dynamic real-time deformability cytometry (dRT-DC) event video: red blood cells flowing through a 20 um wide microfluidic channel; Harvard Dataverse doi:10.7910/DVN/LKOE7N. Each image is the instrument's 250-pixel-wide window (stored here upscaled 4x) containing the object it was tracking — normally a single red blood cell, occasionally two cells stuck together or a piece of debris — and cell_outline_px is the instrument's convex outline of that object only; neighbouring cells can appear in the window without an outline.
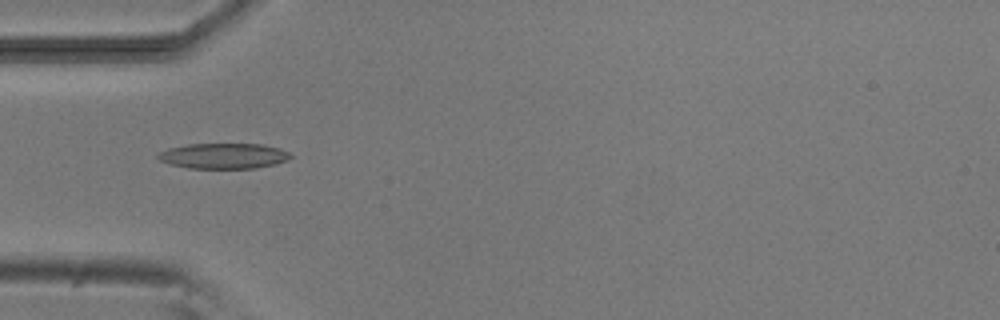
{"species": "common noctule bat (a hibernating species)", "species_latin": "Nyctalus noctula", "temperature_condition": "room temperature", "stored_images_in_passage": 3, "camera_frame_rate_fps": 3000, "um_per_image_px": 0.085, "animal": {"sex": "male", "body_mass_g": 20.5, "forearm_length_mm": 52.5}, "frame": {"image": 1, "passage_image": 1, "time_ms": 0.0, "image_size_px": [1000, 320], "cell_outline_px": [[292, 156], [276, 164], [256, 168], [188, 168], [172, 164], [160, 160], [156, 156], [160, 152], [168, 148], [188, 144], [260, 144], [280, 148], [288, 152]], "centroid_in_image_um": [19.0, 13.25], "position_along_channel_um": 66.0, "area_um2": 19.48}}